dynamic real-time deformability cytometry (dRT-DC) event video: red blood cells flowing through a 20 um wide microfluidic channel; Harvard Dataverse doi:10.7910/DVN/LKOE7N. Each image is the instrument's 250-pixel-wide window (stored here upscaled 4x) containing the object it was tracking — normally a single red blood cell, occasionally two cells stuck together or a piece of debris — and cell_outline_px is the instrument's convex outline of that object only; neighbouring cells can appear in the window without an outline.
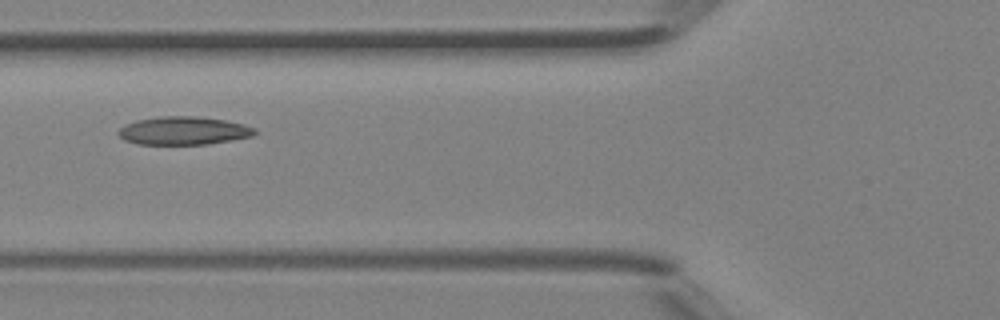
{"species": "Egyptian fruit bat (a non-hibernating species)", "species_latin": "Rousettus aegyptiacus", "temperature_condition": "room temperature", "stored_images_in_passage": 6, "camera_frame_rate_fps": 3000, "um_per_image_px": 0.085, "animal": {"sex": "female"}, "frame": {"image": 1, "passage_image": 5, "time_ms": 1.333, "image_size_px": [1000, 320], "cell_outline_px": [[256, 132], [252, 136], [232, 140], [208, 144], [136, 144], [124, 140], [116, 132], [124, 124], [136, 120], [160, 116], [196, 116], [224, 120], [244, 124], [256, 128]], "centroid_in_image_um": [15.58, 11.11], "position_along_channel_um": 110.2, "area_um2": 22.48}}
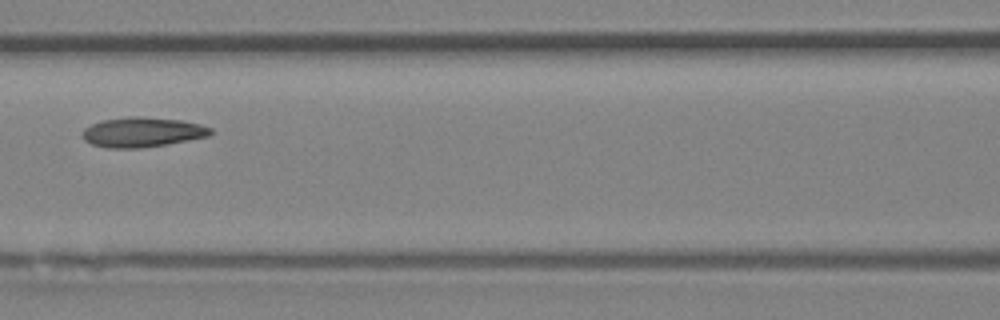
{"frame": {"image": 2, "passage_image": 6, "time_ms": 1.667, "image_size_px": [1000, 320], "cell_outline_px": [[212, 132], [208, 136], [168, 144], [140, 148], [108, 148], [92, 144], [84, 140], [84, 128], [100, 120], [128, 116], [140, 116], [184, 120], [200, 124], [212, 128]], "centroid_in_image_um": [12.11, 11.22], "position_along_channel_um": 154.5, "area_um2": 22.37}}